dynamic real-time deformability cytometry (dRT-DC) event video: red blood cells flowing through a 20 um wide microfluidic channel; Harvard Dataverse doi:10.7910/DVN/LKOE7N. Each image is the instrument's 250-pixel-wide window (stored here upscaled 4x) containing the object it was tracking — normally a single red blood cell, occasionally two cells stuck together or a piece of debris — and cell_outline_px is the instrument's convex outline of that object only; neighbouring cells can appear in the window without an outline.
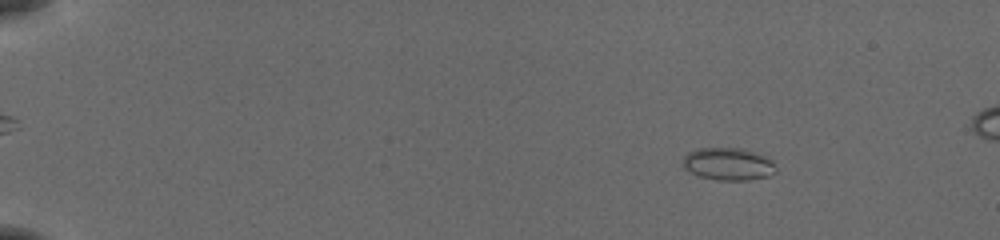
{"species": "common noctule bat (a hibernating species)", "species_latin": "Nyctalus noctula", "temperature_condition": "cold", "stored_images_in_passage": 17, "camera_frame_rate_fps": 3000, "um_per_image_px": 0.085, "animal": {"sex": "female", "body_mass_g": 19.5, "forearm_length_mm": 54.1}, "frame": {"image": 1, "passage_image": 6, "time_ms": 1.667, "image_size_px": [1000, 240], "cell_outline_px": [[776, 172], [768, 176], [748, 180], [720, 180], [700, 176], [684, 168], [684, 156], [688, 152], [700, 148], [740, 148], [764, 156], [772, 160], [776, 168]], "centroid_in_image_um": [61.92, 13.94], "position_along_channel_um": 23.1, "area_um2": 17.34}}
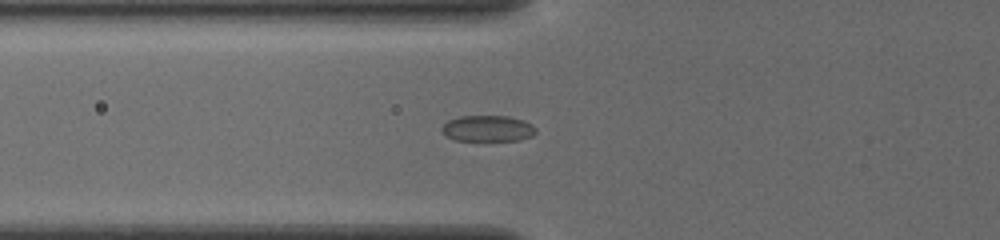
{"frame": {"image": 2, "passage_image": 15, "time_ms": 4.667, "image_size_px": [1000, 240], "cell_outline_px": [[536, 132], [532, 136], [520, 140], [456, 140], [448, 136], [440, 128], [448, 120], [460, 116], [508, 116], [524, 120], [532, 124], [536, 128]], "centroid_in_image_um": [41.49, 10.91], "position_along_channel_um": 84.3, "area_um2": 14.22}}
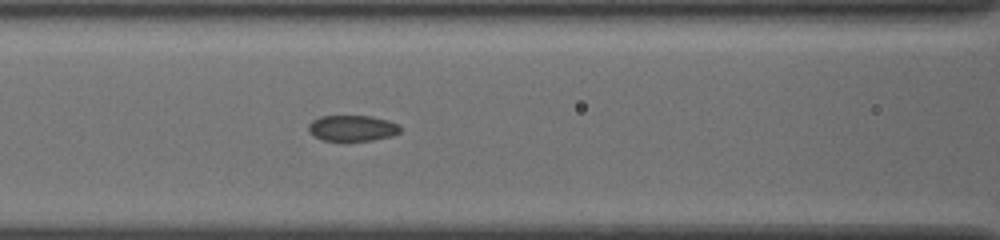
{"frame": {"image": 3, "passage_image": 17, "time_ms": 5.333, "image_size_px": [1000, 240], "cell_outline_px": [[400, 132], [392, 136], [372, 140], [324, 140], [308, 132], [308, 124], [312, 120], [320, 116], [372, 116], [388, 120], [396, 124], [400, 128]], "centroid_in_image_um": [29.93, 10.88], "position_along_channel_um": 136.7, "area_um2": 13.7}}